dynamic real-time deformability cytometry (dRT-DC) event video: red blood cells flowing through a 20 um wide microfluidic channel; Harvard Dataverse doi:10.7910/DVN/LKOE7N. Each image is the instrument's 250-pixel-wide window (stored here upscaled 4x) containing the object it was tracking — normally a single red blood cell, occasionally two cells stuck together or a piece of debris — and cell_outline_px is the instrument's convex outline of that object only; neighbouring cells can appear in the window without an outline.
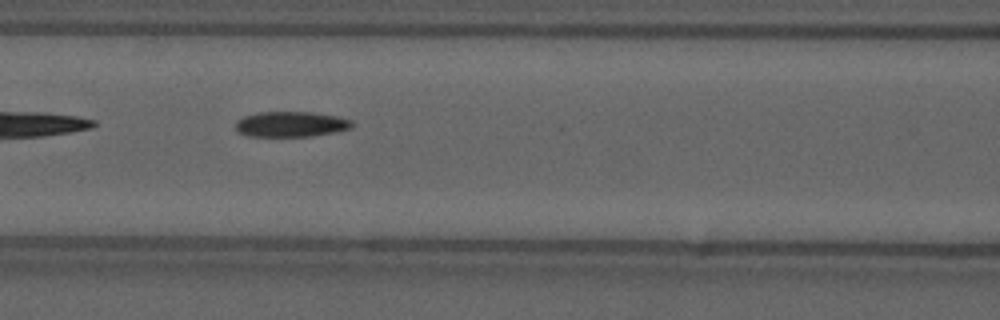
{"species": "common noctule bat (a hibernating species)", "species_latin": "Nyctalus noctula", "temperature_condition": "cold", "stored_images_in_passage": 8, "camera_frame_rate_fps": 3000, "um_per_image_px": 0.085, "animal": {"sex": "male", "forearm_length_mm": 52.5}, "frame": {"image": 1, "passage_image": 8, "time_ms": 2.333, "image_size_px": [1000, 320], "cell_outline_px": [[356, 124], [352, 128], [336, 132], [312, 136], [248, 136], [240, 132], [236, 128], [236, 120], [244, 116], [260, 112], [312, 112], [336, 116], [352, 120]], "centroid_in_image_um": [24.78, 10.55], "position_along_channel_um": 141.8, "area_um2": 17.28}}